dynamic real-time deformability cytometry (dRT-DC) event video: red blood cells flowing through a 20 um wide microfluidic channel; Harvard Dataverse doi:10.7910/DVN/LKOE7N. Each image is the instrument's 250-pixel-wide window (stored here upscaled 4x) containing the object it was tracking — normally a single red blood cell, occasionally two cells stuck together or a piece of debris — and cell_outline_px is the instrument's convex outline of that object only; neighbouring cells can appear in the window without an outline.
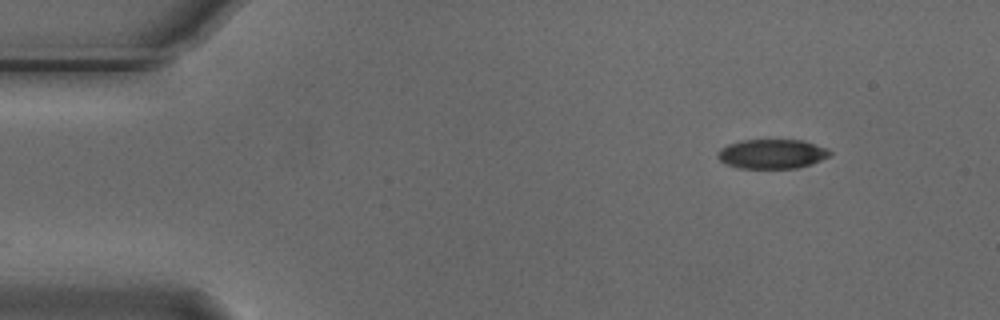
{"species": "Egyptian fruit bat (a non-hibernating species)", "species_latin": "Rousettus aegyptiacus", "temperature_condition": "cold", "stored_images_in_passage": 2, "camera_frame_rate_fps": 3000, "um_per_image_px": 0.085, "animal": {"sex": "male"}, "frame": {"image": 1, "passage_image": 2, "time_ms": 0.333, "image_size_px": [1000, 320], "cell_outline_px": [[832, 156], [812, 164], [796, 168], [736, 168], [724, 164], [716, 156], [720, 148], [728, 144], [740, 140], [804, 140], [828, 148], [832, 152]], "centroid_in_image_um": [65.64, 13.08], "position_along_channel_um": 19.4, "area_um2": 19.59}}